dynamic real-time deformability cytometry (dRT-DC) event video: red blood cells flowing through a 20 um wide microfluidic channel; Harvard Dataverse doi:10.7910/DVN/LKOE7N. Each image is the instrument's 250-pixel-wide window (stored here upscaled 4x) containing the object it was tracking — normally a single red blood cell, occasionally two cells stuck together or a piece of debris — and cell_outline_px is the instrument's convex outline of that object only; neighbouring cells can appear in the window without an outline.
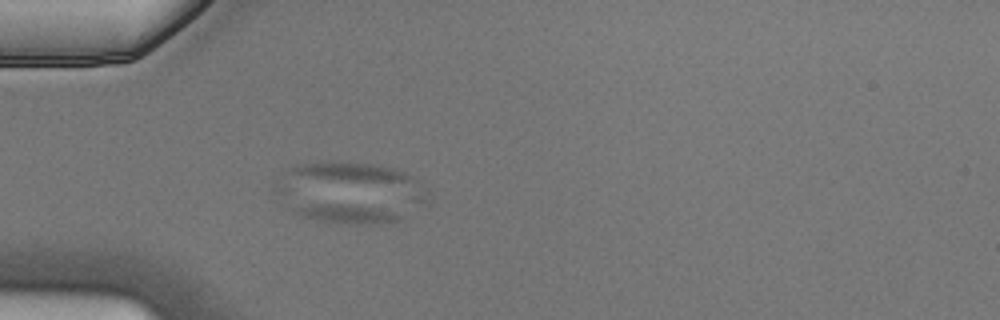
{"species": "Egyptian fruit bat (a non-hibernating species)", "species_latin": "Rousettus aegyptiacus", "temperature_condition": "cold", "stored_images_in_passage": 5, "camera_frame_rate_fps": 3000, "um_per_image_px": 0.085, "animal": {"sex": "male"}, "frame": {"image": 1, "passage_image": 5, "time_ms": 1.333, "image_size_px": [1000, 320], "cell_outline_px": [[404, 220], [372, 224], [348, 224], [300, 216], [292, 208], [292, 204], [348, 204], [376, 208], [392, 212], [400, 216]], "centroid_in_image_um": [29.41, 18.16], "position_along_channel_um": 55.6, "area_um2": 11.56}}